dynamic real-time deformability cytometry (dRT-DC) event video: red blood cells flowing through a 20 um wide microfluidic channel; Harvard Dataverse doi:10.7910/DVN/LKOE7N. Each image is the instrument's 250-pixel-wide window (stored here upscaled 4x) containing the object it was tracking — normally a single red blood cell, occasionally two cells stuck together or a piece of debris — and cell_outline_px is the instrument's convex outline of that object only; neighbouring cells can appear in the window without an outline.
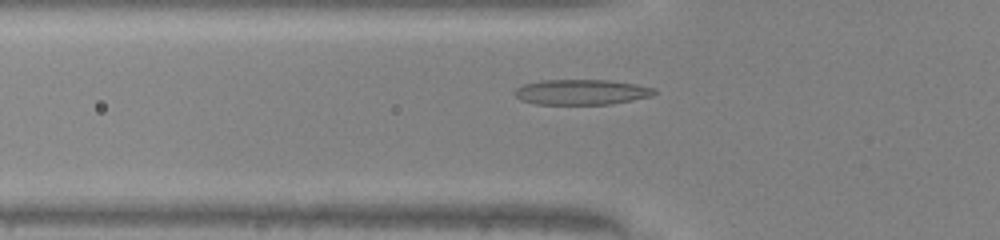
{"species": "common noctule bat (a hibernating species)", "species_latin": "Nyctalus noctula", "temperature_condition": "warm", "stored_images_in_passage": 38, "camera_frame_rate_fps": 3000, "um_per_image_px": 0.085, "animal": {"sex": "male", "body_mass_g": 20.0, "forearm_length_mm": 53.3}, "frame": {"image": 1, "passage_image": 9, "time_ms": 2.667, "image_size_px": [1000, 240], "cell_outline_px": [[656, 92], [652, 96], [632, 100], [608, 104], [536, 104], [520, 100], [512, 92], [516, 88], [524, 84], [540, 80], [608, 80], [636, 84], [656, 88]], "centroid_in_image_um": [49.41, 7.82], "position_along_channel_um": 76.4, "area_um2": 20.63}}
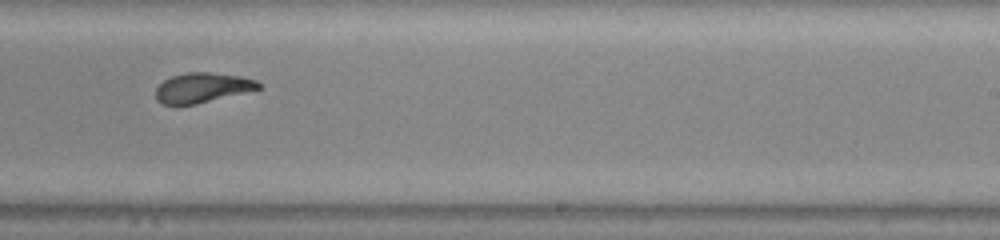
{"frame": {"image": 2, "passage_image": 23, "time_ms": 7.333, "image_size_px": [1000, 240], "cell_outline_px": [[264, 88], [196, 104], [164, 104], [156, 100], [156, 88], [164, 80], [172, 76], [188, 72], [208, 72], [240, 76], [256, 80]], "centroid_in_image_um": [17.23, 7.45], "position_along_channel_um": 271.8, "area_um2": 17.8}}
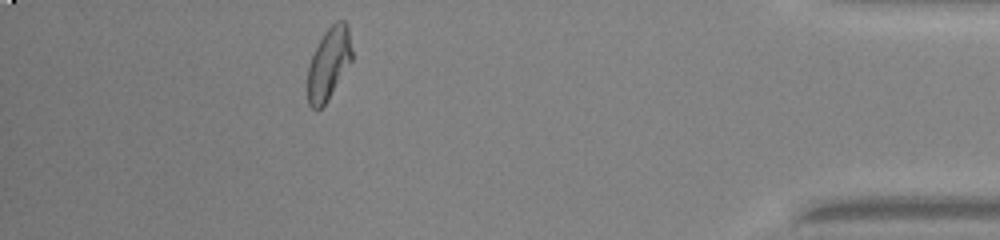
{"frame": {"image": 3, "passage_image": 36, "time_ms": 11.667, "image_size_px": [1000, 240], "cell_outline_px": [[352, 60], [328, 100], [316, 112], [308, 104], [308, 68], [312, 56], [324, 32], [336, 20], [344, 20], [348, 24], [352, 52]], "centroid_in_image_um": [27.95, 5.4], "position_along_channel_um": 407.2, "area_um2": 18.55}, "authors_computed_cell_mechanics": {"area_um2": 18.5538, "velocity_mm_per_s": 4.1925, "shape_relaxation_time_tau1_ms": 5.8607, "shape_relaxation_time_tau2_ms": 1.5105, "deformation_change_tau1": 0.2198, "deformation_change_tau2": 0.0861}}